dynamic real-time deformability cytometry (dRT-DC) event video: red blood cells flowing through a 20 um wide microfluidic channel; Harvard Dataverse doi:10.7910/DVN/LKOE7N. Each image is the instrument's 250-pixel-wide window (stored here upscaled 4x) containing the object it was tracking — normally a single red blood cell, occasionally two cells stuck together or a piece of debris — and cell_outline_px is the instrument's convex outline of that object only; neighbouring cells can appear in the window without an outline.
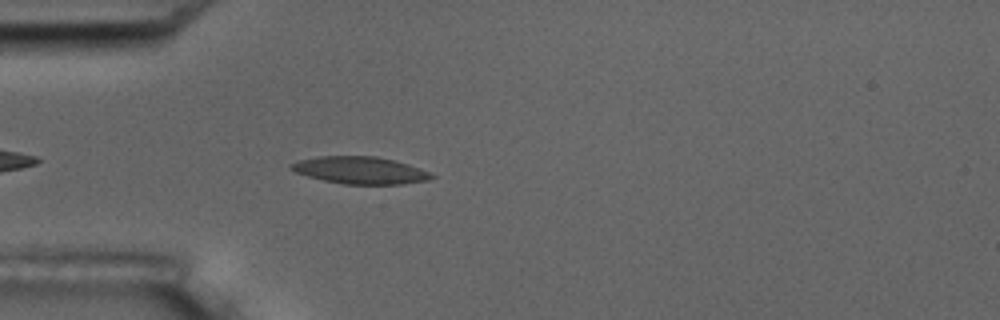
{"species": "common noctule bat (a hibernating species)", "species_latin": "Nyctalus noctula", "temperature_condition": "room temperature", "stored_images_in_passage": 1, "camera_frame_rate_fps": 3000, "um_per_image_px": 0.085, "animal": {"sex": "male", "body_mass_g": 17.5, "forearm_length_mm": 52.3}, "frame": {"image": 1, "passage_image": 1, "time_ms": 0.0, "image_size_px": [1000, 320], "cell_outline_px": [[436, 176], [428, 180], [404, 184], [344, 184], [324, 180], [308, 176], [296, 172], [288, 168], [288, 164], [300, 160], [320, 156], [376, 156], [396, 160], [420, 168]], "centroid_in_image_um": [30.62, 14.47], "position_along_channel_um": 54.4, "area_um2": 22.25}}